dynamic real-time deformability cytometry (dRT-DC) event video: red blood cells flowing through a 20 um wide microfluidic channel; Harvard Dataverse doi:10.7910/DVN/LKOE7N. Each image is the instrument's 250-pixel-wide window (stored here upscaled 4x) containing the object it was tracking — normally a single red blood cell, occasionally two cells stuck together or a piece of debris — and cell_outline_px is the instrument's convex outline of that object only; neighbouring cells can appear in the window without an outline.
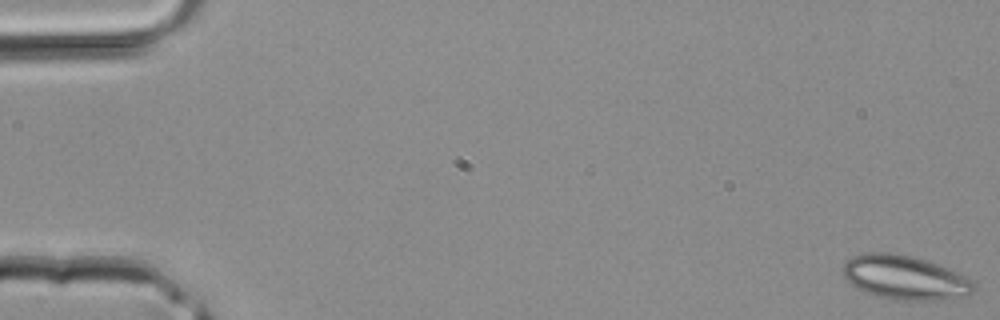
{"species": "common noctule bat (a hibernating species)", "species_latin": "Nyctalus noctula", "temperature_condition": "room temperature", "stored_images_in_passage": 41, "camera_frame_rate_fps": 3000, "um_per_image_px": 0.085, "animal": {"sex": "male", "body_mass_g": 20.4}, "frame": {"image": 1, "passage_image": 1, "time_ms": 0.0, "image_size_px": [1000, 320], "cell_outline_px": [[976, 288], [972, 292], [964, 296], [940, 300], [900, 300], [880, 296], [868, 292], [852, 284], [844, 276], [840, 268], [852, 256], [868, 252], [892, 252], [912, 256], [936, 264], [964, 276], [972, 280], [976, 284]], "centroid_in_image_um": [76.91, 23.58], "position_along_channel_um": 8.1, "area_um2": 33.23}}
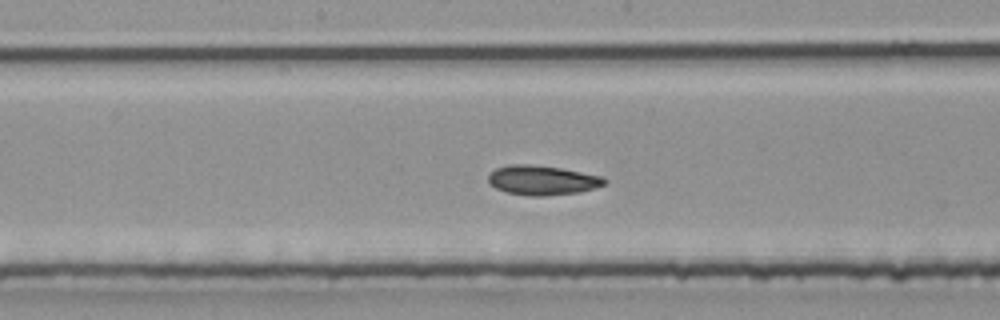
{"frame": {"image": 2, "passage_image": 22, "time_ms": 7.0, "image_size_px": [1000, 320], "cell_outline_px": [[608, 180], [604, 184], [596, 188], [580, 192], [544, 196], [528, 196], [508, 192], [496, 188], [488, 184], [488, 176], [496, 168], [508, 164], [532, 164], [560, 168], [604, 176]], "centroid_in_image_um": [46.11, 15.31], "position_along_channel_um": 202.1, "area_um2": 20.17}}
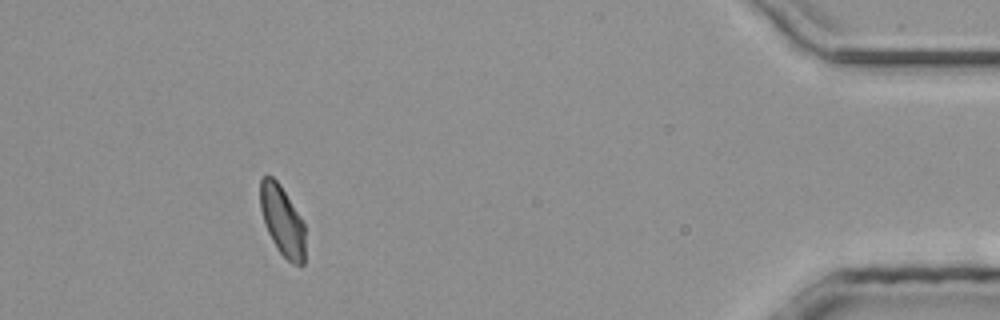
{"frame": {"image": 3, "passage_image": 38, "time_ms": 12.333, "image_size_px": [1000, 320], "cell_outline_px": [[304, 264], [292, 264], [280, 252], [272, 240], [264, 224], [260, 208], [260, 180], [264, 176], [272, 176], [280, 184], [300, 216], [304, 224]], "centroid_in_image_um": [23.98, 18.74], "position_along_channel_um": 411.2, "area_um2": 18.15}}